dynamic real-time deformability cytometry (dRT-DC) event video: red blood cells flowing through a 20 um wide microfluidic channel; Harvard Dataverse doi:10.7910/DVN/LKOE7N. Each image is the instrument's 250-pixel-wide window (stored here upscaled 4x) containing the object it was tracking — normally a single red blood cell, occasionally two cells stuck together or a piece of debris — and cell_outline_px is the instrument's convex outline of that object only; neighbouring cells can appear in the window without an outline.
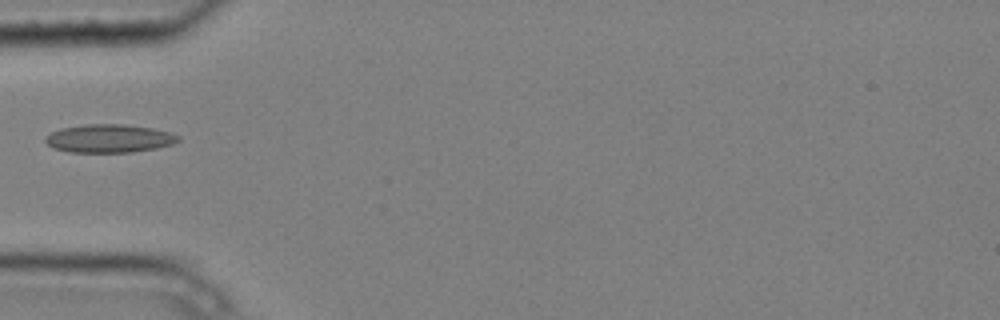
{"species": "common noctule bat (a hibernating species)", "species_latin": "Nyctalus noctula", "temperature_condition": "cold", "stored_images_in_passage": 5, "camera_frame_rate_fps": 3000, "um_per_image_px": 0.085, "animal": {"sex": "male", "body_mass_g": 20.4}, "frame": {"image": 1, "passage_image": 5, "time_ms": 1.333, "image_size_px": [1000, 320], "cell_outline_px": [[180, 140], [172, 144], [156, 148], [132, 152], [68, 152], [52, 148], [44, 140], [44, 136], [60, 128], [84, 124], [124, 124], [152, 128], [172, 132], [180, 136]], "centroid_in_image_um": [9.27, 11.76], "position_along_channel_um": 75.7, "area_um2": 22.08}}